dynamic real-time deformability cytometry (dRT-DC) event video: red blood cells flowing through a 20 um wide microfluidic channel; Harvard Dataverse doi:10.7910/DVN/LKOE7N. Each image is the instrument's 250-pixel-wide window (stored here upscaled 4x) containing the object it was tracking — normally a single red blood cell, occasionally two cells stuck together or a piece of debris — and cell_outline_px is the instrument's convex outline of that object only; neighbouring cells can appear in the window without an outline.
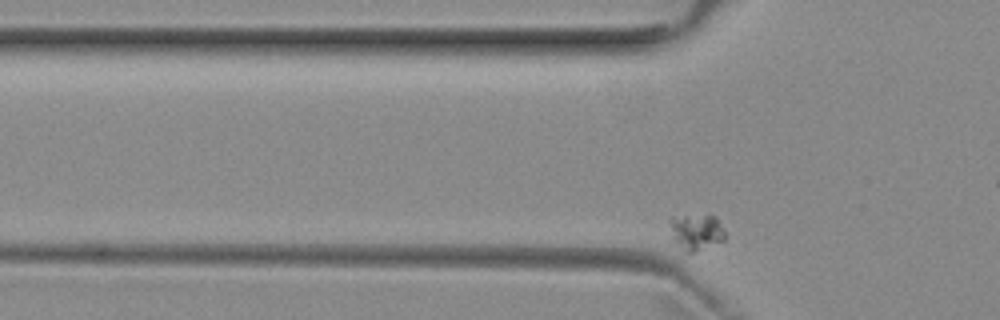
{"species": "common noctule bat (a hibernating species)", "species_latin": "Nyctalus noctula", "temperature_condition": "room temperature", "stored_images_in_passage": 40, "camera_frame_rate_fps": 3000, "um_per_image_px": 0.085, "animal": {"sex": "female", "body_mass_g": 29.2, "forearm_length_mm": 56.3}, "frame": {"image": 1, "passage_image": 8, "time_ms": 2.333, "image_size_px": [1000, 320], "cell_outline_px": [[724, 240], [692, 252], [684, 252], [672, 236], [668, 220], [672, 216], [716, 216], [724, 228]], "centroid_in_image_um": [59.17, 19.69], "position_along_channel_um": 66.6, "area_um2": 11.39}}
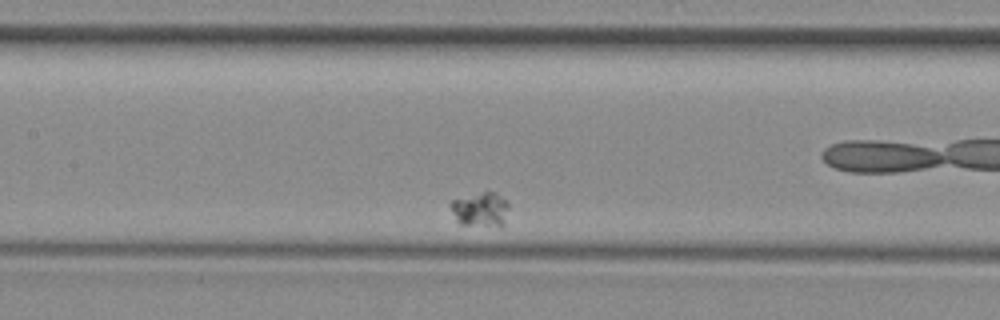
{"frame": {"image": 2, "passage_image": 18, "time_ms": 5.667, "image_size_px": [1000, 320], "cell_outline_px": [[508, 208], [504, 228], [500, 228], [460, 224], [456, 220], [452, 208], [452, 200], [484, 192], [496, 192], [508, 200]], "centroid_in_image_um": [40.93, 17.85], "position_along_channel_um": 166.5, "area_um2": 11.85}}
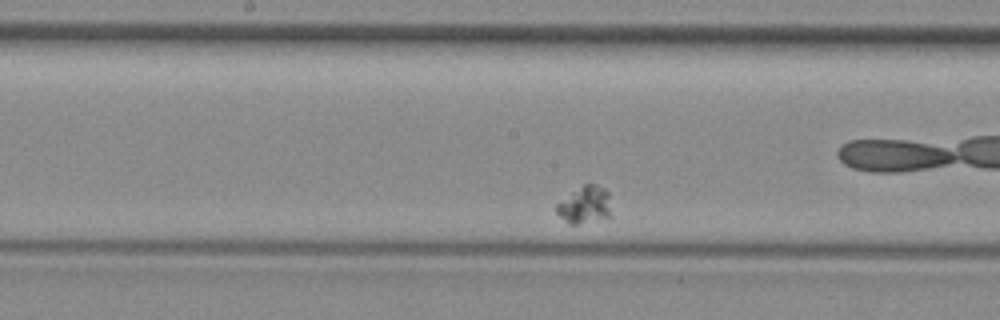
{"frame": {"image": 3, "passage_image": 21, "time_ms": 6.667, "image_size_px": [1000, 320], "cell_outline_px": [[608, 216], [576, 224], [568, 224], [556, 212], [556, 204], [584, 184], [596, 184], [604, 188], [608, 192]], "centroid_in_image_um": [49.66, 17.4], "position_along_channel_um": 198.5, "area_um2": 11.27}}